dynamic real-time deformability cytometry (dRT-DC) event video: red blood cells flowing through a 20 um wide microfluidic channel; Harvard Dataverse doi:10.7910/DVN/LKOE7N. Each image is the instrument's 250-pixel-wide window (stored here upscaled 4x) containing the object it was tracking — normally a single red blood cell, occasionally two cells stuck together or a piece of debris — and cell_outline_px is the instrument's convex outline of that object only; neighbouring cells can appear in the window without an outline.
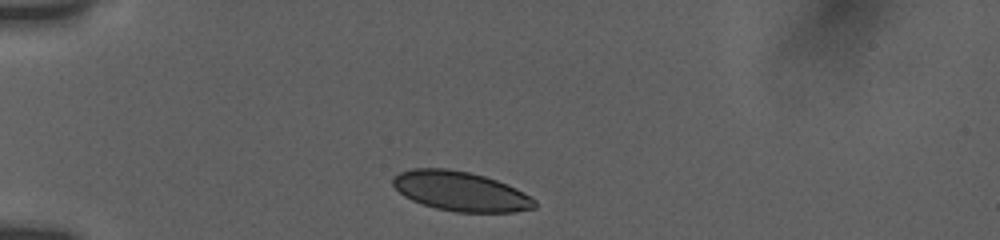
{"species": "human", "species_latin": "Homo sapiens", "temperature_condition": "room temperature", "stored_images_in_passage": 4, "camera_frame_rate_fps": 3000, "um_per_image_px": 0.085, "donor": {"sex": "female"}, "frame": {"image": 1, "passage_image": 1, "time_ms": 0.0, "image_size_px": [1000, 240], "cell_outline_px": [[536, 208], [516, 212], [456, 212], [436, 208], [412, 200], [404, 196], [392, 184], [392, 180], [400, 172], [412, 168], [448, 168], [468, 172], [484, 176], [508, 184], [516, 188], [536, 200]], "centroid_in_image_um": [39.17, 16.26], "position_along_channel_um": 45.8, "area_um2": 32.6}}
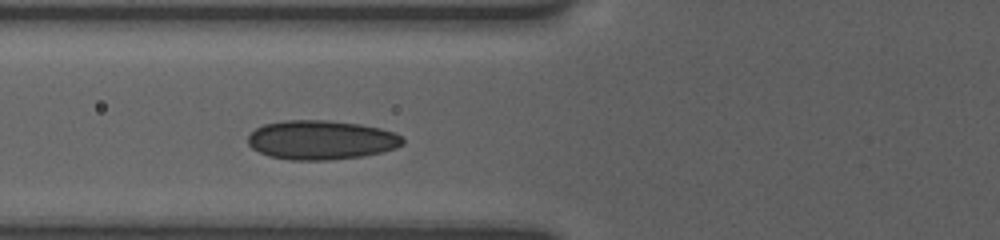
{"frame": {"image": 2, "passage_image": 4, "time_ms": 2.333, "image_size_px": [1000, 240], "cell_outline_px": [[404, 144], [396, 148], [364, 156], [328, 160], [292, 160], [268, 156], [252, 148], [248, 144], [248, 136], [256, 128], [264, 124], [288, 120], [324, 120], [360, 124], [380, 128], [396, 132], [404, 140]], "centroid_in_image_um": [27.31, 11.9], "position_along_channel_um": 98.5, "area_um2": 35.37}}